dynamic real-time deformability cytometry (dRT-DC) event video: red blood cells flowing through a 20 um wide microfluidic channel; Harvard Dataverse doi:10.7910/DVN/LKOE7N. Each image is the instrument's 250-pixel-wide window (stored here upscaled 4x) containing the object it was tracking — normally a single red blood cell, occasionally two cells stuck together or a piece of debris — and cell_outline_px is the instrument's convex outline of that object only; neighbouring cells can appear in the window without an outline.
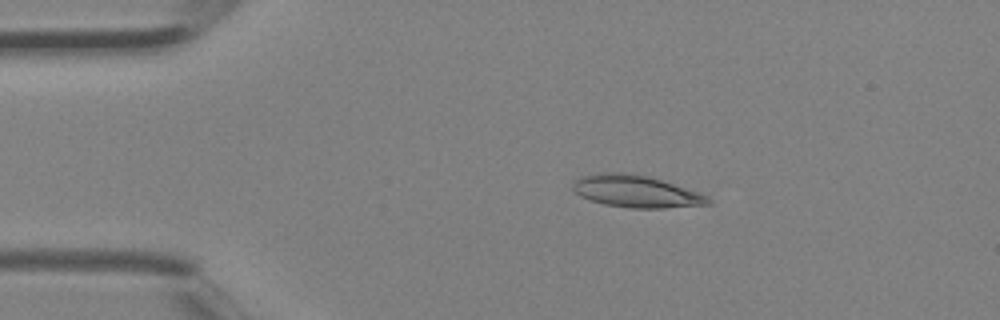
{"species": "Egyptian fruit bat (a non-hibernating species)", "species_latin": "Rousettus aegyptiacus", "temperature_condition": "room temperature", "stored_images_in_passage": 4, "camera_frame_rate_fps": 3000, "um_per_image_px": 0.085, "animal": {"sex": "female"}, "frame": {"image": 1, "passage_image": 3, "time_ms": 0.667, "image_size_px": [1000, 320], "cell_outline_px": [[712, 204], [664, 208], [628, 208], [604, 204], [580, 196], [572, 188], [572, 184], [580, 176], [600, 172], [624, 172], [648, 176], [708, 196], [712, 200]], "centroid_in_image_um": [54.03, 16.27], "position_along_channel_um": 31.0, "area_um2": 25.14}}